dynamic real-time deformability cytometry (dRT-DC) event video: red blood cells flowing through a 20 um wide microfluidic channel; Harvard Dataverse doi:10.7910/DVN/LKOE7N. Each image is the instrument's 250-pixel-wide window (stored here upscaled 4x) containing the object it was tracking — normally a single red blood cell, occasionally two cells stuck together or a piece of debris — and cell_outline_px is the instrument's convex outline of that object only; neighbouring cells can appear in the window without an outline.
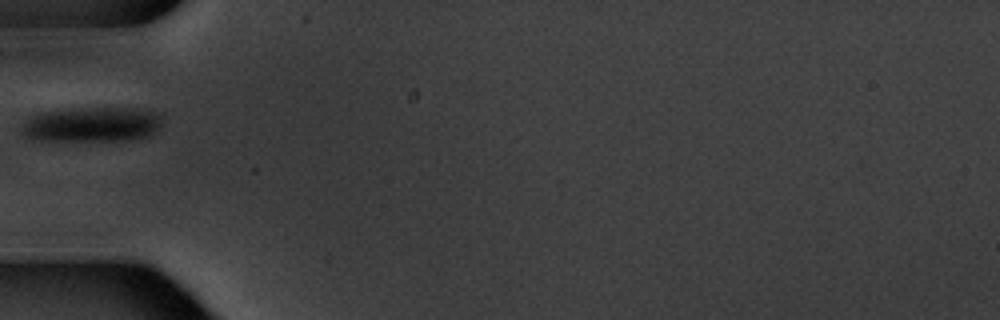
{"species": "common noctule bat (a hibernating species)", "species_latin": "Nyctalus noctula", "temperature_condition": "warm", "stored_images_in_passage": 1, "camera_frame_rate_fps": 3000, "um_per_image_px": 0.085, "animal": {"sex": "male", "body_mass_g": 20.1, "forearm_length_mm": 53.5}, "frame": {"image": 1, "passage_image": 1, "time_ms": 0.0, "image_size_px": [1000, 320], "cell_outline_px": [[160, 124], [152, 136], [136, 140], [32, 140], [20, 128], [28, 116], [44, 112], [80, 108], [136, 108], [160, 112]], "centroid_in_image_um": [7.86, 10.58], "position_along_channel_um": 77.1, "area_um2": 28.67}}